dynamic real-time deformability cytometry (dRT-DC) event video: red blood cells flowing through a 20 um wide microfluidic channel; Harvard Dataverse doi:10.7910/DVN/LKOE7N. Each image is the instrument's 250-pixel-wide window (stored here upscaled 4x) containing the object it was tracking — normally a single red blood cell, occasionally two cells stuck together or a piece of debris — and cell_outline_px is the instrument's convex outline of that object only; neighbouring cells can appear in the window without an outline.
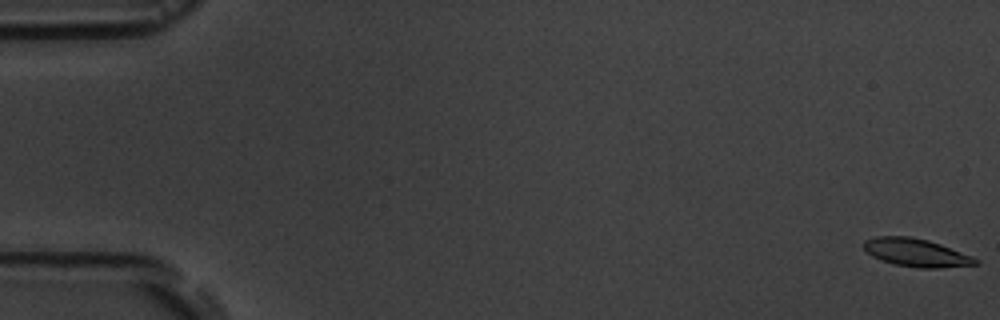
{"species": "common noctule bat (a hibernating species)", "species_latin": "Nyctalus noctula", "temperature_condition": "room temperature", "stored_images_in_passage": 57, "camera_frame_rate_fps": 3000, "um_per_image_px": 0.085, "animal": {"sex": "male", "body_mass_g": 19.5, "forearm_length_mm": 54.6}, "frame": {"image": 1, "passage_image": 1, "time_ms": 0.0, "image_size_px": [1000, 320], "cell_outline_px": [[980, 264], [940, 268], [916, 268], [896, 264], [880, 260], [872, 256], [864, 248], [864, 240], [876, 236], [908, 236], [928, 240], [940, 244], [972, 256], [980, 260]], "centroid_in_image_um": [77.89, 21.48], "position_along_channel_um": 7.1, "area_um2": 18.26}}
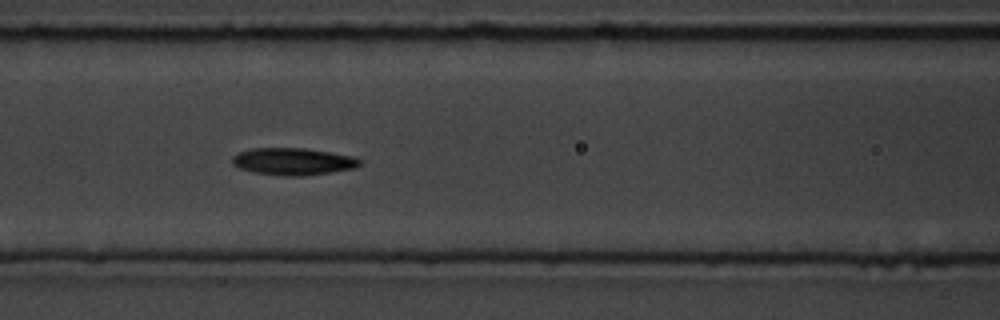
{"frame": {"image": 2, "passage_image": 25, "time_ms": 8.0, "image_size_px": [1000, 320], "cell_outline_px": [[360, 164], [356, 168], [300, 176], [284, 176], [252, 172], [240, 168], [232, 164], [232, 156], [240, 152], [252, 148], [304, 148], [356, 156], [360, 160]], "centroid_in_image_um": [24.91, 13.72], "position_along_channel_um": 141.7, "area_um2": 20.11}}
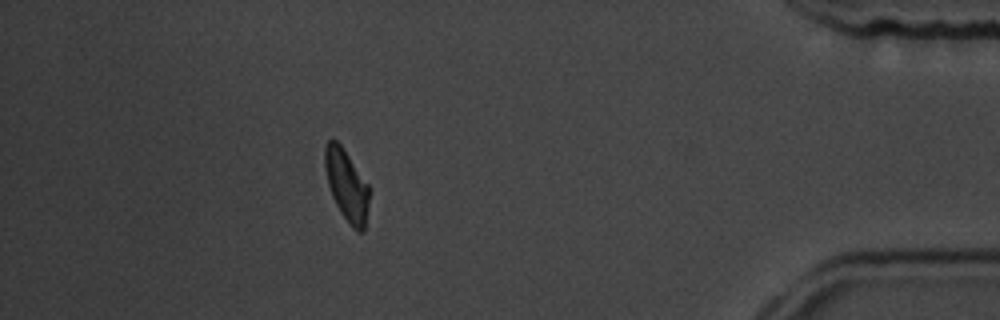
{"frame": {"image": 3, "passage_image": 51, "time_ms": 16.667, "image_size_px": [1000, 320], "cell_outline_px": [[368, 204], [364, 232], [356, 232], [352, 228], [340, 212], [332, 196], [328, 184], [324, 168], [324, 148], [328, 140], [336, 140], [340, 144], [368, 184]], "centroid_in_image_um": [29.44, 15.77], "position_along_channel_um": 405.8, "area_um2": 18.26}, "authors_computed_cell_mechanics": {"area_um2": 19.0162, "velocity_mm_per_s": 3.61, "shape_relaxation_time_tau1_ms": 3.2702, "shape_relaxation_time_tau2_ms": 5.8102, "deformation_change_tau1": 0.1474, "deformation_change_tau2": 0.1218}}